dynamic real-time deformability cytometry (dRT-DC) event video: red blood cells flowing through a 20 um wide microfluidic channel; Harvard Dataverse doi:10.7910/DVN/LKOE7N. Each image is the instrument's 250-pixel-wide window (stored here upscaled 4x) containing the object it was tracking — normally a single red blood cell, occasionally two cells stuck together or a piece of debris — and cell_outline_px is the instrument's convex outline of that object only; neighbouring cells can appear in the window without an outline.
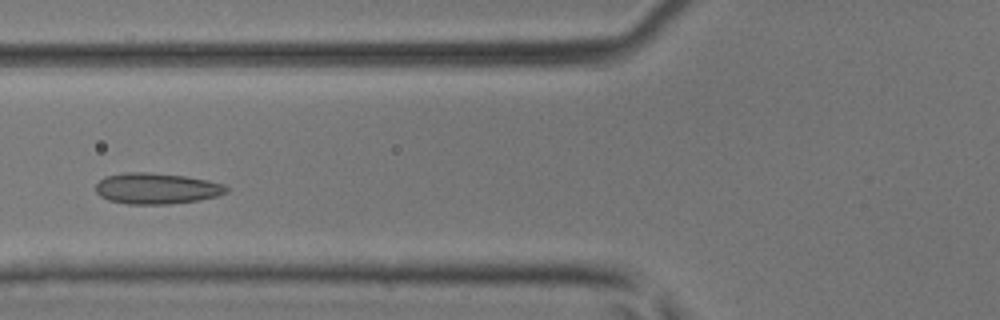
{"species": "common noctule bat (a hibernating species)", "species_latin": "Nyctalus noctula", "temperature_condition": "room temperature", "stored_images_in_passage": 43, "camera_frame_rate_fps": 3000, "um_per_image_px": 0.085, "animal": {"sex": "male", "body_mass_g": 17.9, "forearm_length_mm": 54.2}, "frame": {"image": 1, "passage_image": 13, "time_ms": 4.0, "image_size_px": [1000, 320], "cell_outline_px": [[228, 192], [216, 196], [196, 200], [168, 204], [128, 204], [108, 200], [100, 196], [96, 192], [96, 184], [104, 176], [124, 172], [144, 172], [184, 176], [208, 180], [224, 184], [228, 188]], "centroid_in_image_um": [13.28, 16.01], "position_along_channel_um": 112.5, "area_um2": 23.52}}
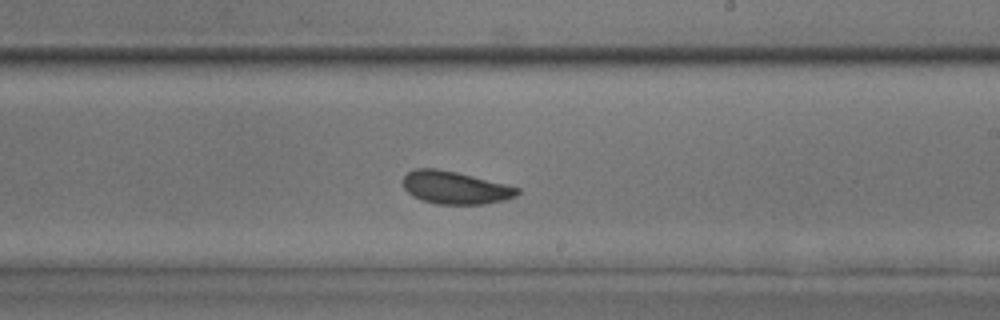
{"frame": {"image": 2, "passage_image": 23, "time_ms": 7.333, "image_size_px": [1000, 320], "cell_outline_px": [[520, 192], [516, 196], [508, 200], [484, 204], [436, 204], [420, 200], [412, 196], [404, 188], [404, 176], [408, 172], [416, 168], [436, 168], [456, 172], [520, 188]], "centroid_in_image_um": [38.69, 15.96], "position_along_channel_um": 250.3, "area_um2": 21.79}}
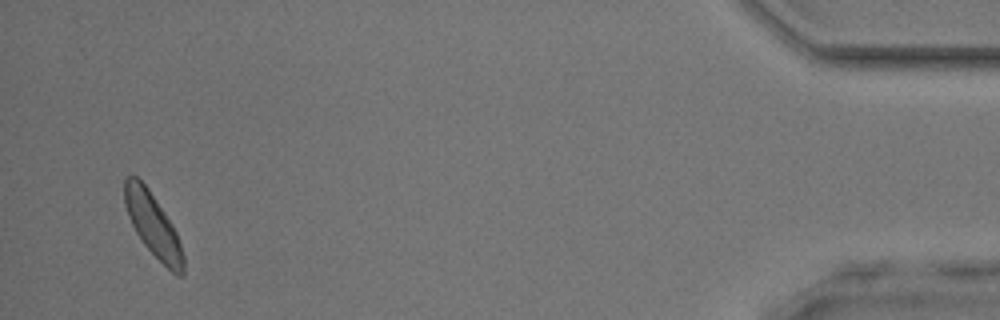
{"frame": {"image": 3, "passage_image": 41, "time_ms": 13.333, "image_size_px": [1000, 320], "cell_outline_px": [[184, 276], [176, 276], [144, 244], [136, 232], [128, 216], [124, 204], [124, 180], [128, 176], [136, 176], [148, 188], [172, 224], [176, 232], [184, 256]], "centroid_in_image_um": [13.01, 19.13], "position_along_channel_um": 422.2, "area_um2": 21.33}, "authors_computed_cell_mechanics": {"area_um2": 21.9062, "velocity_mm_per_s": 4.1561, "shape_relaxation_time_tau1_ms": 8.503, "shape_relaxation_time_tau2_ms": 0.9068, "deformation_change_tau1": 0.1237, "deformation_change_tau2": 0.0599}}